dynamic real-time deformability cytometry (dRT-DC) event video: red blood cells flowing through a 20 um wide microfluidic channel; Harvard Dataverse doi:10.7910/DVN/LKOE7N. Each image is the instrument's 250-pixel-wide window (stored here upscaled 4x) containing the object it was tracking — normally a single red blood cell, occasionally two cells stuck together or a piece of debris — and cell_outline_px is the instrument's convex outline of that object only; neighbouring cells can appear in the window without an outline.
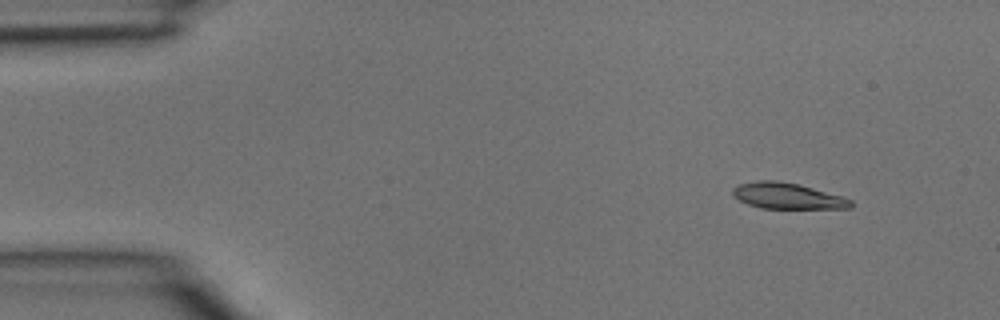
{"species": "common noctule bat (a hibernating species)", "species_latin": "Nyctalus noctula", "temperature_condition": "room temperature", "stored_images_in_passage": 3, "camera_frame_rate_fps": 3000, "um_per_image_px": 0.085, "animal": {"sex": "male", "body_mass_g": 15.6}, "frame": {"image": 1, "passage_image": 1, "time_ms": 0.0, "image_size_px": [1000, 320], "cell_outline_px": [[852, 208], [760, 208], [748, 204], [732, 196], [732, 188], [740, 184], [756, 180], [776, 180], [800, 184], [844, 196], [852, 200]], "centroid_in_image_um": [66.94, 16.64], "position_along_channel_um": 18.1, "area_um2": 18.03}}
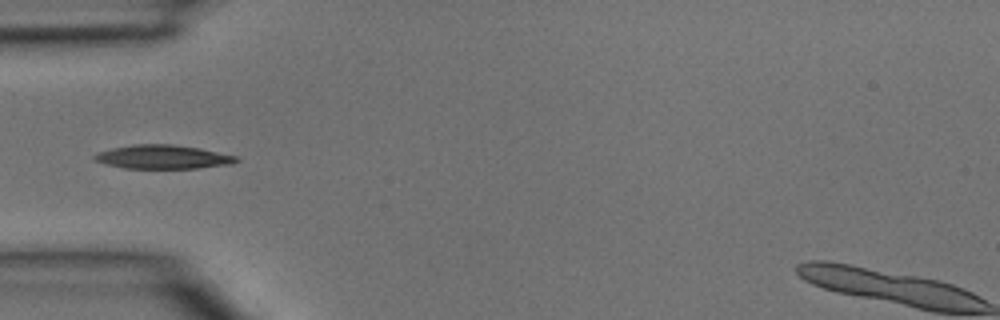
{"frame": {"image": 2, "passage_image": 3, "time_ms": 0.667, "image_size_px": [1000, 320], "cell_outline_px": [[240, 160], [232, 164], [196, 168], [124, 168], [104, 164], [96, 160], [92, 156], [96, 152], [112, 148], [132, 144], [172, 144], [200, 148], [236, 156]], "centroid_in_image_um": [13.82, 13.33], "position_along_channel_um": 71.2, "area_um2": 19.71}}